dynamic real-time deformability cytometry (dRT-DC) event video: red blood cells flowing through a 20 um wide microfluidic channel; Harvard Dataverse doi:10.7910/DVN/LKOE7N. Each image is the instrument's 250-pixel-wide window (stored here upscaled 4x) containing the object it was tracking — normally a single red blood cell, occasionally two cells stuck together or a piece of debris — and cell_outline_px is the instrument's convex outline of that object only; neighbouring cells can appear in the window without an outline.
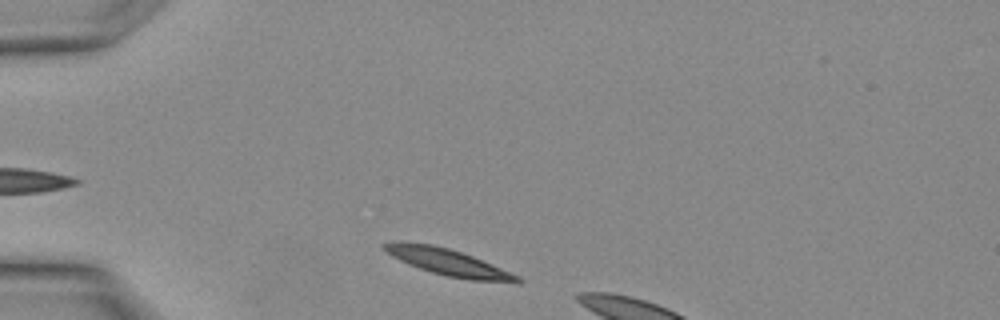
{"species": "Egyptian fruit bat (a non-hibernating species)", "species_latin": "Rousettus aegyptiacus", "temperature_condition": "warm", "stored_images_in_passage": 5, "camera_frame_rate_fps": 3000, "um_per_image_px": 0.085, "animal": {"sex": "female"}, "frame": {"image": 1, "passage_image": 1, "time_ms": 0.0, "image_size_px": [1000, 320], "cell_outline_px": [[524, 280], [520, 284], [468, 280], [448, 276], [432, 272], [408, 264], [392, 256], [380, 248], [380, 244], [400, 240], [432, 244], [448, 248], [472, 256], [520, 276]], "centroid_in_image_um": [38.1, 22.29], "position_along_channel_um": 46.9, "area_um2": 20.98}}
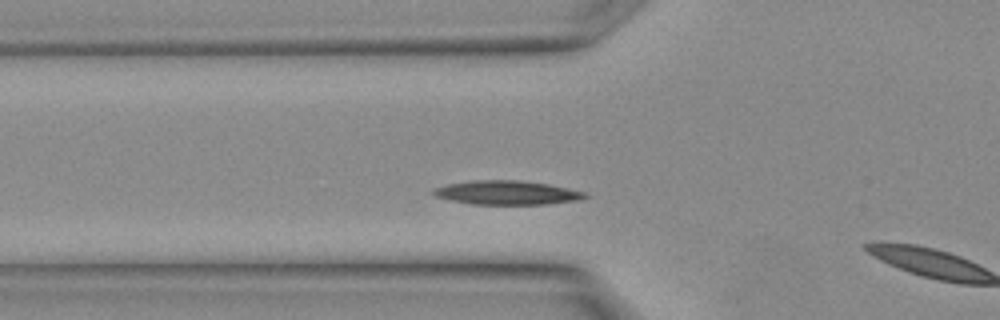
{"frame": {"image": 2, "passage_image": 4, "time_ms": 1.0, "image_size_px": [1000, 320], "cell_outline_px": [[588, 196], [580, 200], [548, 204], [472, 204], [452, 200], [436, 196], [432, 192], [436, 188], [448, 184], [476, 180], [520, 180], [548, 184], [584, 192]], "centroid_in_image_um": [43.12, 16.38], "position_along_channel_um": 82.7, "area_um2": 20.87}}